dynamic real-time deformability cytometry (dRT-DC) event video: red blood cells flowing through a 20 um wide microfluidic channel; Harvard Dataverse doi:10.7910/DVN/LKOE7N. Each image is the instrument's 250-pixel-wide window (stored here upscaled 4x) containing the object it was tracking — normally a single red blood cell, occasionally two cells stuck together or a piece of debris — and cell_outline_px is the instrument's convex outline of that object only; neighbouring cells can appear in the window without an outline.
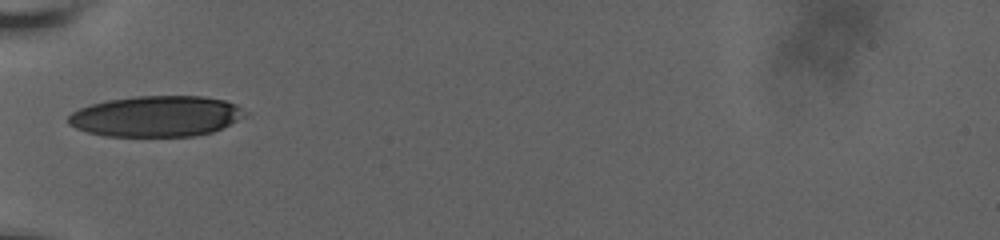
{"species": "human", "species_latin": "Homo sapiens", "temperature_condition": "room temperature", "stored_images_in_passage": 37, "camera_frame_rate_fps": 3000, "um_per_image_px": 0.085, "donor": {"sex": "male"}, "frame": {"image": 1, "passage_image": 1, "time_ms": 0.0, "image_size_px": [1000, 240], "cell_outline_px": [[248, 112], [244, 116], [212, 132], [192, 136], [104, 136], [88, 132], [76, 128], [68, 124], [68, 116], [72, 112], [80, 108], [92, 104], [108, 100], [136, 96], [204, 96], [224, 100], [236, 104]], "centroid_in_image_um": [13.27, 9.88], "position_along_channel_um": 71.7, "area_um2": 41.85}}
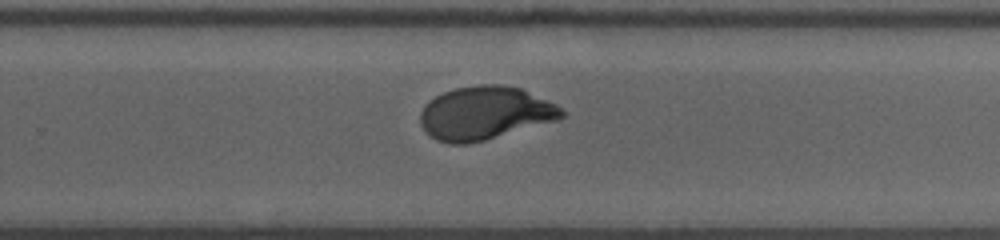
{"frame": {"image": 2, "passage_image": 19, "time_ms": 6.0, "image_size_px": [1000, 240], "cell_outline_px": [[564, 116], [560, 120], [484, 140], [468, 144], [452, 144], [436, 140], [428, 136], [420, 124], [420, 112], [436, 96], [444, 92], [456, 88], [480, 84], [500, 84], [520, 88], [556, 104], [564, 112]], "centroid_in_image_um": [41.23, 9.63], "position_along_channel_um": 288.6, "area_um2": 43.81}}
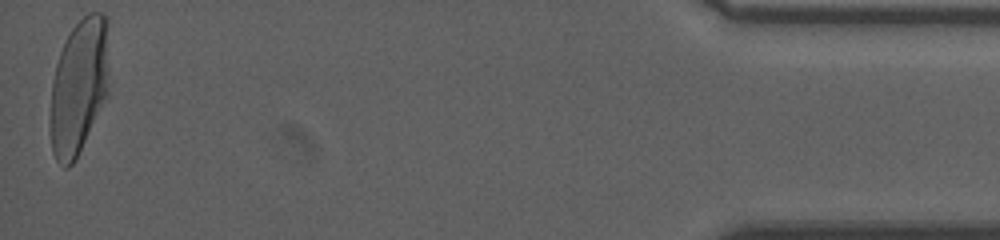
{"frame": {"image": 3, "passage_image": 37, "time_ms": 12.0, "image_size_px": [1000, 240], "cell_outline_px": [[108, 92], [72, 164], [68, 168], [64, 168], [56, 160], [52, 152], [48, 124], [52, 80], [56, 64], [60, 52], [72, 28], [88, 12], [100, 12], [108, 20]], "centroid_in_image_um": [6.67, 7.34], "position_along_channel_um": 428.5, "area_um2": 46.47}, "authors_computed_cell_mechanics": {"area_um2": 43.928, "velocity_mm_per_s": 3.6523, "shape_relaxation_time_tau1_ms": 6.0612, "shape_relaxation_time_tau2_ms": null, "deformation_change_tau1": 0.214, "deformation_change_tau2": null}}